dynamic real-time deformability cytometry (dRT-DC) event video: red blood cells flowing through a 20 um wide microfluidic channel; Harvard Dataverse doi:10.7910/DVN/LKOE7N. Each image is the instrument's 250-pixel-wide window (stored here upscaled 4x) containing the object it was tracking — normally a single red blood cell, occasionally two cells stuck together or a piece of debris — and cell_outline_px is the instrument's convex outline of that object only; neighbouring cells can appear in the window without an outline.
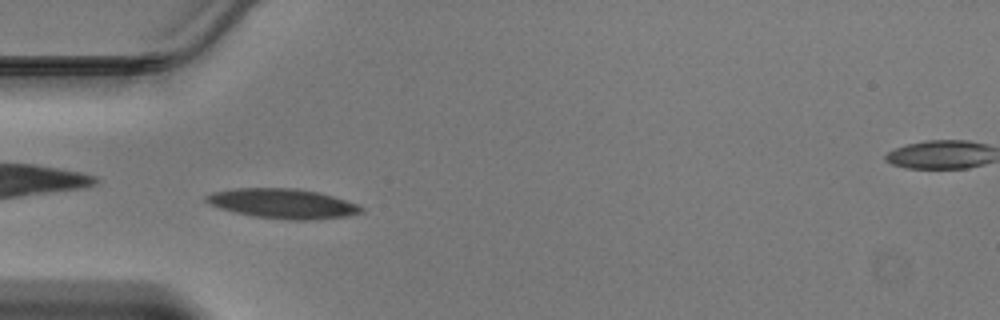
{"species": "Egyptian fruit bat (a non-hibernating species)", "species_latin": "Rousettus aegyptiacus", "temperature_condition": "warm", "stored_images_in_passage": 45, "camera_frame_rate_fps": 3000, "um_per_image_px": 0.085, "animal": {"sex": "male"}, "frame": {"image": 1, "passage_image": 13, "time_ms": 4.0, "image_size_px": [1000, 320], "cell_outline_px": [[364, 212], [348, 216], [308, 220], [292, 220], [256, 216], [236, 212], [220, 208], [208, 204], [204, 200], [204, 196], [212, 192], [236, 188], [296, 188], [316, 192], [332, 196], [356, 204], [364, 208]], "centroid_in_image_um": [24.01, 17.3], "position_along_channel_um": 61.0, "area_um2": 26.65}}
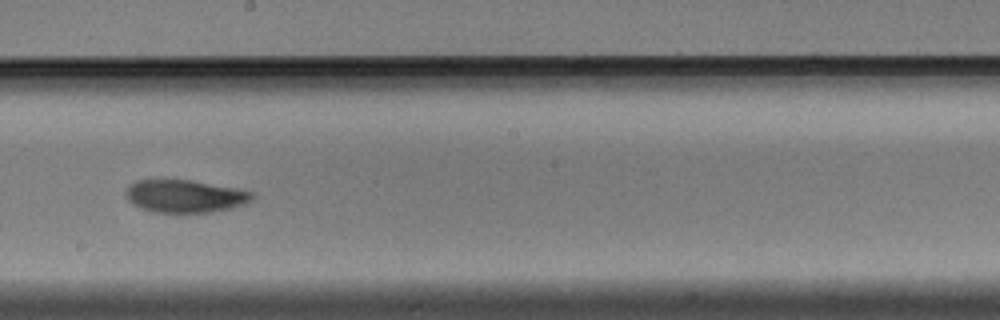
{"frame": {"image": 2, "passage_image": 25, "time_ms": 8.0, "image_size_px": [1000, 320], "cell_outline_px": [[252, 200], [244, 204], [212, 212], [152, 212], [132, 204], [128, 200], [124, 192], [124, 188], [128, 184], [136, 180], [192, 180], [240, 188], [252, 192]], "centroid_in_image_um": [15.68, 16.66], "position_along_channel_um": 232.5, "area_um2": 24.22}}
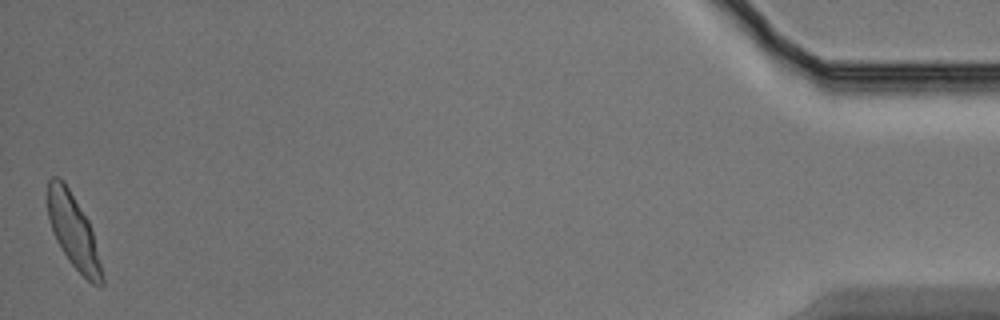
{"frame": {"image": 3, "passage_image": 45, "time_ms": 14.667, "image_size_px": [1000, 320], "cell_outline_px": [[104, 284], [92, 284], [68, 260], [56, 240], [52, 232], [48, 216], [48, 180], [52, 176], [60, 176], [64, 180], [88, 220], [92, 228], [104, 276]], "centroid_in_image_um": [6.24, 19.63], "position_along_channel_um": 429.0, "area_um2": 23.29}}